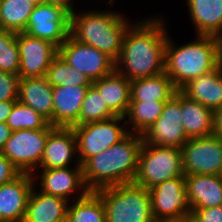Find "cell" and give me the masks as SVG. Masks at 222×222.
<instances>
[{"label": "cell", "mask_w": 222, "mask_h": 222, "mask_svg": "<svg viewBox=\"0 0 222 222\" xmlns=\"http://www.w3.org/2000/svg\"><path fill=\"white\" fill-rule=\"evenodd\" d=\"M164 19L156 16L132 23L124 34L115 70L130 81L155 76L165 70L168 39Z\"/></svg>", "instance_id": "1"}, {"label": "cell", "mask_w": 222, "mask_h": 222, "mask_svg": "<svg viewBox=\"0 0 222 222\" xmlns=\"http://www.w3.org/2000/svg\"><path fill=\"white\" fill-rule=\"evenodd\" d=\"M144 143L141 134L129 132L106 151L90 157L83 165V179L90 191L133 183L139 154Z\"/></svg>", "instance_id": "2"}, {"label": "cell", "mask_w": 222, "mask_h": 222, "mask_svg": "<svg viewBox=\"0 0 222 222\" xmlns=\"http://www.w3.org/2000/svg\"><path fill=\"white\" fill-rule=\"evenodd\" d=\"M195 38V41L178 46L168 35L164 72L171 78L177 90L221 63L218 37L196 35Z\"/></svg>", "instance_id": "3"}, {"label": "cell", "mask_w": 222, "mask_h": 222, "mask_svg": "<svg viewBox=\"0 0 222 222\" xmlns=\"http://www.w3.org/2000/svg\"><path fill=\"white\" fill-rule=\"evenodd\" d=\"M131 24L129 18L118 11H75L70 15V35L116 61L122 50L124 34Z\"/></svg>", "instance_id": "4"}, {"label": "cell", "mask_w": 222, "mask_h": 222, "mask_svg": "<svg viewBox=\"0 0 222 222\" xmlns=\"http://www.w3.org/2000/svg\"><path fill=\"white\" fill-rule=\"evenodd\" d=\"M102 199L106 222H155L150 192L134 183L100 188L95 191Z\"/></svg>", "instance_id": "5"}, {"label": "cell", "mask_w": 222, "mask_h": 222, "mask_svg": "<svg viewBox=\"0 0 222 222\" xmlns=\"http://www.w3.org/2000/svg\"><path fill=\"white\" fill-rule=\"evenodd\" d=\"M181 176H185L182 149L143 143L134 184L149 190L163 181Z\"/></svg>", "instance_id": "6"}, {"label": "cell", "mask_w": 222, "mask_h": 222, "mask_svg": "<svg viewBox=\"0 0 222 222\" xmlns=\"http://www.w3.org/2000/svg\"><path fill=\"white\" fill-rule=\"evenodd\" d=\"M125 119V117L114 116L107 120L72 126L76 135L77 156L81 165L90 157L106 151L129 133V129L123 126H126Z\"/></svg>", "instance_id": "7"}, {"label": "cell", "mask_w": 222, "mask_h": 222, "mask_svg": "<svg viewBox=\"0 0 222 222\" xmlns=\"http://www.w3.org/2000/svg\"><path fill=\"white\" fill-rule=\"evenodd\" d=\"M53 129L15 130L6 141L1 153L7 157L21 173L33 174L43 157L48 134Z\"/></svg>", "instance_id": "8"}, {"label": "cell", "mask_w": 222, "mask_h": 222, "mask_svg": "<svg viewBox=\"0 0 222 222\" xmlns=\"http://www.w3.org/2000/svg\"><path fill=\"white\" fill-rule=\"evenodd\" d=\"M149 192L155 222L182 221L191 215L185 176L163 181L149 189Z\"/></svg>", "instance_id": "9"}, {"label": "cell", "mask_w": 222, "mask_h": 222, "mask_svg": "<svg viewBox=\"0 0 222 222\" xmlns=\"http://www.w3.org/2000/svg\"><path fill=\"white\" fill-rule=\"evenodd\" d=\"M181 149L184 175H222V138H189Z\"/></svg>", "instance_id": "10"}, {"label": "cell", "mask_w": 222, "mask_h": 222, "mask_svg": "<svg viewBox=\"0 0 222 222\" xmlns=\"http://www.w3.org/2000/svg\"><path fill=\"white\" fill-rule=\"evenodd\" d=\"M58 54L69 66L86 75L92 82L115 70V61L106 53L76 41L71 35L58 48Z\"/></svg>", "instance_id": "11"}, {"label": "cell", "mask_w": 222, "mask_h": 222, "mask_svg": "<svg viewBox=\"0 0 222 222\" xmlns=\"http://www.w3.org/2000/svg\"><path fill=\"white\" fill-rule=\"evenodd\" d=\"M70 13L51 3L35 5L25 33L46 40L59 48L70 36Z\"/></svg>", "instance_id": "12"}, {"label": "cell", "mask_w": 222, "mask_h": 222, "mask_svg": "<svg viewBox=\"0 0 222 222\" xmlns=\"http://www.w3.org/2000/svg\"><path fill=\"white\" fill-rule=\"evenodd\" d=\"M147 145L181 149L189 139L183 129L180 90L166 101L163 112L155 123L142 134Z\"/></svg>", "instance_id": "13"}, {"label": "cell", "mask_w": 222, "mask_h": 222, "mask_svg": "<svg viewBox=\"0 0 222 222\" xmlns=\"http://www.w3.org/2000/svg\"><path fill=\"white\" fill-rule=\"evenodd\" d=\"M16 41L20 56L18 76L22 78L46 77L58 48L49 41L18 32Z\"/></svg>", "instance_id": "14"}, {"label": "cell", "mask_w": 222, "mask_h": 222, "mask_svg": "<svg viewBox=\"0 0 222 222\" xmlns=\"http://www.w3.org/2000/svg\"><path fill=\"white\" fill-rule=\"evenodd\" d=\"M41 172L40 175L32 174L33 180L38 181L42 193L59 196L70 202V198L75 200L85 197L90 190L85 185L83 179V168L81 164H76L73 168H52V169H37ZM35 176V177H34ZM39 177V178H38ZM77 195L72 197L71 195Z\"/></svg>", "instance_id": "15"}, {"label": "cell", "mask_w": 222, "mask_h": 222, "mask_svg": "<svg viewBox=\"0 0 222 222\" xmlns=\"http://www.w3.org/2000/svg\"><path fill=\"white\" fill-rule=\"evenodd\" d=\"M34 182L32 174L21 173L0 185V222H23Z\"/></svg>", "instance_id": "16"}, {"label": "cell", "mask_w": 222, "mask_h": 222, "mask_svg": "<svg viewBox=\"0 0 222 222\" xmlns=\"http://www.w3.org/2000/svg\"><path fill=\"white\" fill-rule=\"evenodd\" d=\"M76 155L77 140L72 127H55L48 134L38 169L66 168L74 161L80 164Z\"/></svg>", "instance_id": "17"}, {"label": "cell", "mask_w": 222, "mask_h": 222, "mask_svg": "<svg viewBox=\"0 0 222 222\" xmlns=\"http://www.w3.org/2000/svg\"><path fill=\"white\" fill-rule=\"evenodd\" d=\"M90 86L53 87V126L79 125L81 105Z\"/></svg>", "instance_id": "18"}, {"label": "cell", "mask_w": 222, "mask_h": 222, "mask_svg": "<svg viewBox=\"0 0 222 222\" xmlns=\"http://www.w3.org/2000/svg\"><path fill=\"white\" fill-rule=\"evenodd\" d=\"M190 208L222 206V175H185Z\"/></svg>", "instance_id": "19"}, {"label": "cell", "mask_w": 222, "mask_h": 222, "mask_svg": "<svg viewBox=\"0 0 222 222\" xmlns=\"http://www.w3.org/2000/svg\"><path fill=\"white\" fill-rule=\"evenodd\" d=\"M17 101L32 107L53 126V86L46 77L20 79Z\"/></svg>", "instance_id": "20"}, {"label": "cell", "mask_w": 222, "mask_h": 222, "mask_svg": "<svg viewBox=\"0 0 222 222\" xmlns=\"http://www.w3.org/2000/svg\"><path fill=\"white\" fill-rule=\"evenodd\" d=\"M180 91L214 112L222 105V62L210 72L191 79Z\"/></svg>", "instance_id": "21"}, {"label": "cell", "mask_w": 222, "mask_h": 222, "mask_svg": "<svg viewBox=\"0 0 222 222\" xmlns=\"http://www.w3.org/2000/svg\"><path fill=\"white\" fill-rule=\"evenodd\" d=\"M34 186L30 193L23 222H63L66 220L69 202L59 196L37 192Z\"/></svg>", "instance_id": "22"}, {"label": "cell", "mask_w": 222, "mask_h": 222, "mask_svg": "<svg viewBox=\"0 0 222 222\" xmlns=\"http://www.w3.org/2000/svg\"><path fill=\"white\" fill-rule=\"evenodd\" d=\"M108 108L116 115L125 117L131 100V81L114 70L93 81Z\"/></svg>", "instance_id": "23"}, {"label": "cell", "mask_w": 222, "mask_h": 222, "mask_svg": "<svg viewBox=\"0 0 222 222\" xmlns=\"http://www.w3.org/2000/svg\"><path fill=\"white\" fill-rule=\"evenodd\" d=\"M197 35H222V0H186Z\"/></svg>", "instance_id": "24"}, {"label": "cell", "mask_w": 222, "mask_h": 222, "mask_svg": "<svg viewBox=\"0 0 222 222\" xmlns=\"http://www.w3.org/2000/svg\"><path fill=\"white\" fill-rule=\"evenodd\" d=\"M183 129L188 138L206 137L213 134V111L203 104L189 99L180 91Z\"/></svg>", "instance_id": "25"}, {"label": "cell", "mask_w": 222, "mask_h": 222, "mask_svg": "<svg viewBox=\"0 0 222 222\" xmlns=\"http://www.w3.org/2000/svg\"><path fill=\"white\" fill-rule=\"evenodd\" d=\"M177 91L165 73L131 81L130 101H168Z\"/></svg>", "instance_id": "26"}, {"label": "cell", "mask_w": 222, "mask_h": 222, "mask_svg": "<svg viewBox=\"0 0 222 222\" xmlns=\"http://www.w3.org/2000/svg\"><path fill=\"white\" fill-rule=\"evenodd\" d=\"M166 101H130L125 116L126 125L130 124L129 132L143 134L160 117Z\"/></svg>", "instance_id": "27"}, {"label": "cell", "mask_w": 222, "mask_h": 222, "mask_svg": "<svg viewBox=\"0 0 222 222\" xmlns=\"http://www.w3.org/2000/svg\"><path fill=\"white\" fill-rule=\"evenodd\" d=\"M35 5L32 0H0V30L24 32Z\"/></svg>", "instance_id": "28"}, {"label": "cell", "mask_w": 222, "mask_h": 222, "mask_svg": "<svg viewBox=\"0 0 222 222\" xmlns=\"http://www.w3.org/2000/svg\"><path fill=\"white\" fill-rule=\"evenodd\" d=\"M71 204V205H70ZM67 222H106V212L101 197L90 191L85 197L69 202Z\"/></svg>", "instance_id": "29"}, {"label": "cell", "mask_w": 222, "mask_h": 222, "mask_svg": "<svg viewBox=\"0 0 222 222\" xmlns=\"http://www.w3.org/2000/svg\"><path fill=\"white\" fill-rule=\"evenodd\" d=\"M46 78L53 87L91 86L93 84L86 75L69 66L59 54L52 60Z\"/></svg>", "instance_id": "30"}, {"label": "cell", "mask_w": 222, "mask_h": 222, "mask_svg": "<svg viewBox=\"0 0 222 222\" xmlns=\"http://www.w3.org/2000/svg\"><path fill=\"white\" fill-rule=\"evenodd\" d=\"M6 124L12 130L54 129L40 113L32 107L19 103L14 104Z\"/></svg>", "instance_id": "31"}, {"label": "cell", "mask_w": 222, "mask_h": 222, "mask_svg": "<svg viewBox=\"0 0 222 222\" xmlns=\"http://www.w3.org/2000/svg\"><path fill=\"white\" fill-rule=\"evenodd\" d=\"M116 116L106 105L98 89L92 84L88 87L81 105L79 125L107 120Z\"/></svg>", "instance_id": "32"}, {"label": "cell", "mask_w": 222, "mask_h": 222, "mask_svg": "<svg viewBox=\"0 0 222 222\" xmlns=\"http://www.w3.org/2000/svg\"><path fill=\"white\" fill-rule=\"evenodd\" d=\"M17 32L0 30V70L18 75L20 56Z\"/></svg>", "instance_id": "33"}, {"label": "cell", "mask_w": 222, "mask_h": 222, "mask_svg": "<svg viewBox=\"0 0 222 222\" xmlns=\"http://www.w3.org/2000/svg\"><path fill=\"white\" fill-rule=\"evenodd\" d=\"M20 77L0 70V102L17 101Z\"/></svg>", "instance_id": "34"}, {"label": "cell", "mask_w": 222, "mask_h": 222, "mask_svg": "<svg viewBox=\"0 0 222 222\" xmlns=\"http://www.w3.org/2000/svg\"><path fill=\"white\" fill-rule=\"evenodd\" d=\"M197 222H222V206L191 208V215Z\"/></svg>", "instance_id": "35"}, {"label": "cell", "mask_w": 222, "mask_h": 222, "mask_svg": "<svg viewBox=\"0 0 222 222\" xmlns=\"http://www.w3.org/2000/svg\"><path fill=\"white\" fill-rule=\"evenodd\" d=\"M21 171L2 153H0V185L17 178Z\"/></svg>", "instance_id": "36"}, {"label": "cell", "mask_w": 222, "mask_h": 222, "mask_svg": "<svg viewBox=\"0 0 222 222\" xmlns=\"http://www.w3.org/2000/svg\"><path fill=\"white\" fill-rule=\"evenodd\" d=\"M213 134L222 138V105L214 112Z\"/></svg>", "instance_id": "37"}, {"label": "cell", "mask_w": 222, "mask_h": 222, "mask_svg": "<svg viewBox=\"0 0 222 222\" xmlns=\"http://www.w3.org/2000/svg\"><path fill=\"white\" fill-rule=\"evenodd\" d=\"M17 101L0 102V122H7L8 116Z\"/></svg>", "instance_id": "38"}, {"label": "cell", "mask_w": 222, "mask_h": 222, "mask_svg": "<svg viewBox=\"0 0 222 222\" xmlns=\"http://www.w3.org/2000/svg\"><path fill=\"white\" fill-rule=\"evenodd\" d=\"M12 130L5 122H0V153L4 149L6 141L10 138Z\"/></svg>", "instance_id": "39"}, {"label": "cell", "mask_w": 222, "mask_h": 222, "mask_svg": "<svg viewBox=\"0 0 222 222\" xmlns=\"http://www.w3.org/2000/svg\"><path fill=\"white\" fill-rule=\"evenodd\" d=\"M72 0H46V3H51L54 5H58L63 7L64 9H66L70 14H72L73 12H75L76 10L75 5L73 4L74 1Z\"/></svg>", "instance_id": "40"}, {"label": "cell", "mask_w": 222, "mask_h": 222, "mask_svg": "<svg viewBox=\"0 0 222 222\" xmlns=\"http://www.w3.org/2000/svg\"><path fill=\"white\" fill-rule=\"evenodd\" d=\"M181 222H197L191 216L185 217Z\"/></svg>", "instance_id": "41"}, {"label": "cell", "mask_w": 222, "mask_h": 222, "mask_svg": "<svg viewBox=\"0 0 222 222\" xmlns=\"http://www.w3.org/2000/svg\"><path fill=\"white\" fill-rule=\"evenodd\" d=\"M219 40H220V58L222 62V35L219 37Z\"/></svg>", "instance_id": "42"}, {"label": "cell", "mask_w": 222, "mask_h": 222, "mask_svg": "<svg viewBox=\"0 0 222 222\" xmlns=\"http://www.w3.org/2000/svg\"><path fill=\"white\" fill-rule=\"evenodd\" d=\"M36 5L46 3V0H32Z\"/></svg>", "instance_id": "43"}, {"label": "cell", "mask_w": 222, "mask_h": 222, "mask_svg": "<svg viewBox=\"0 0 222 222\" xmlns=\"http://www.w3.org/2000/svg\"><path fill=\"white\" fill-rule=\"evenodd\" d=\"M114 1H115V0H108V1H107V5H109V4H110V6L113 5V4H114Z\"/></svg>", "instance_id": "44"}]
</instances>
